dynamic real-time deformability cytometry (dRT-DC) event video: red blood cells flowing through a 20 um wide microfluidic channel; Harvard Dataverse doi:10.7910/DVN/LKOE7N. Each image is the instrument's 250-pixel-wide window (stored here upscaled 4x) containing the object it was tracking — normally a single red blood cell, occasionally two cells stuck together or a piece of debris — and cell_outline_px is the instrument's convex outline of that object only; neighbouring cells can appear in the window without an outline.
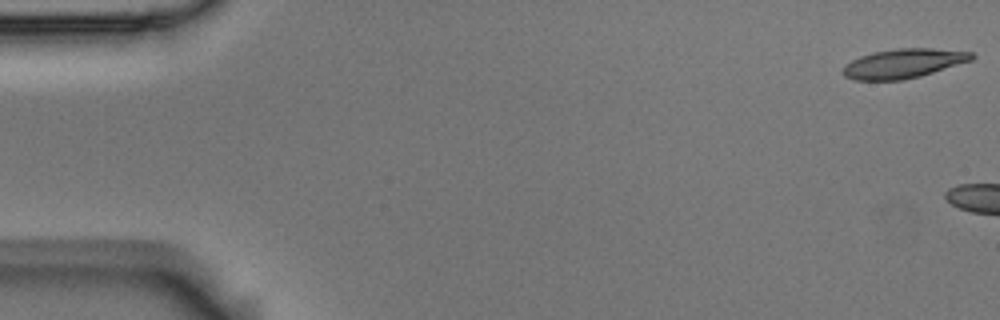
{"species": "Egyptian fruit bat (a non-hibernating species)", "species_latin": "Rousettus aegyptiacus", "temperature_condition": "room temperature", "stored_images_in_passage": 5, "camera_frame_rate_fps": 3000, "um_per_image_px": 0.085, "animal": {"sex": "male"}, "frame": {"image": 1, "passage_image": 1, "time_ms": 0.0, "image_size_px": [1000, 320], "cell_outline_px": [[976, 56], [972, 60], [920, 76], [904, 80], [856, 80], [844, 76], [840, 72], [852, 60], [860, 56], [872, 52], [896, 48], [932, 48], [972, 52]], "centroid_in_image_um": [76.79, 5.39], "position_along_channel_um": 8.2, "area_um2": 21.96}}